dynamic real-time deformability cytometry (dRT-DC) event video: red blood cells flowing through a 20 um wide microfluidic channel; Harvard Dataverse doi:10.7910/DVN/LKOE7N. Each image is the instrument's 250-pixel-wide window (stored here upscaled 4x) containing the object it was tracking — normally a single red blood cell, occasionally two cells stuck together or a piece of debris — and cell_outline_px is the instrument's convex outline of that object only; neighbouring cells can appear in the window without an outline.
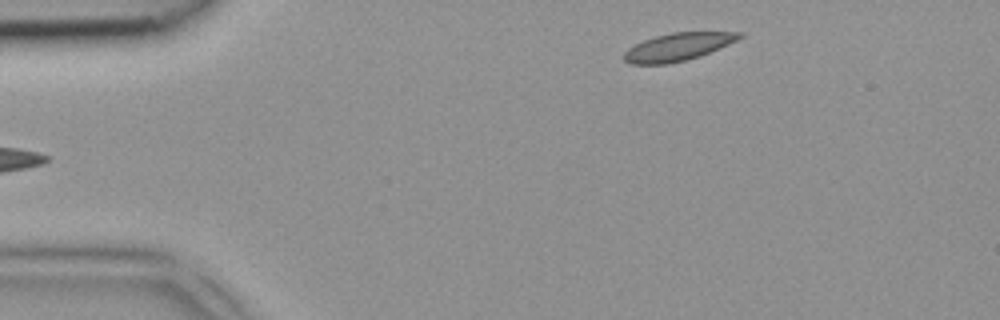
{"species": "common noctule bat (a hibernating species)", "species_latin": "Nyctalus noctula", "temperature_condition": "room temperature", "stored_images_in_passage": 3, "camera_frame_rate_fps": 3000, "um_per_image_px": 0.085, "animal": {"sex": "female", "body_mass_g": 18.4}, "frame": {"image": 1, "passage_image": 3, "time_ms": 0.667, "image_size_px": [1000, 320], "cell_outline_px": [[744, 36], [720, 48], [700, 56], [668, 64], [632, 64], [624, 60], [624, 52], [628, 48], [644, 40], [656, 36], [672, 32], [744, 32]], "centroid_in_image_um": [57.63, 3.98], "position_along_channel_um": 27.4, "area_um2": 18.5}}